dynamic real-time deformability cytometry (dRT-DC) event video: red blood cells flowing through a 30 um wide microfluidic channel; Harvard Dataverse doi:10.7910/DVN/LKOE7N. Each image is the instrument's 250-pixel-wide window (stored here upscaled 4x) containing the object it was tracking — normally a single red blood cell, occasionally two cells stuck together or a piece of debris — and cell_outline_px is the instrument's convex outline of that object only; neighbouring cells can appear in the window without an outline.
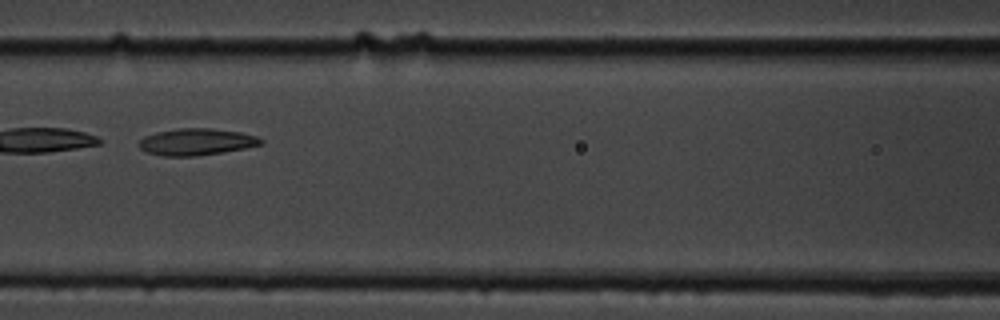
{"species": "common noctule bat (a hibernating species)", "species_latin": "Nyctalus noctula", "temperature_condition": "cold", "stored_images_in_passage": 34, "camera_frame_rate_fps": 3000, "um_per_image_px": 0.085, "animal": {"sex": "male", "body_mass_g": 19.5, "forearm_length_mm": 54.6}, "frame": {"image": 1, "passage_image": 9, "time_ms": 2.667, "image_size_px": [1000, 320], "cell_outline_px": [[264, 144], [244, 148], [196, 156], [164, 156], [148, 152], [140, 148], [140, 140], [144, 136], [156, 132], [180, 128], [208, 128], [240, 132], [256, 136], [264, 140]], "centroid_in_image_um": [16.71, 12.05], "position_along_channel_um": 149.9, "area_um2": 18.79}}
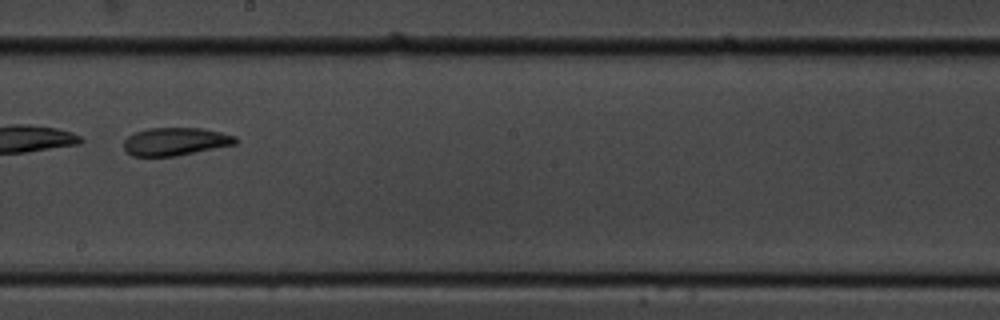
{"frame": {"image": 2, "passage_image": 16, "time_ms": 5.0, "image_size_px": [1000, 320], "cell_outline_px": [[236, 144], [176, 156], [132, 156], [124, 148], [124, 140], [128, 136], [136, 132], [148, 128], [200, 128], [220, 132], [236, 136]], "centroid_in_image_um": [14.9, 12.03], "position_along_channel_um": 233.3, "area_um2": 18.03}}
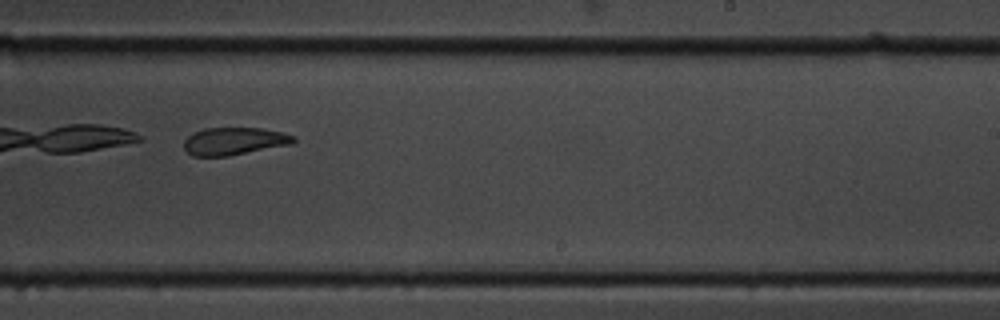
{"frame": {"image": 3, "passage_image": 19, "time_ms": 6.0, "image_size_px": [1000, 320], "cell_outline_px": [[296, 140], [292, 144], [228, 156], [192, 156], [184, 148], [184, 140], [192, 132], [204, 128], [264, 128], [296, 136]], "centroid_in_image_um": [19.9, 11.99], "position_along_channel_um": 269.1, "area_um2": 17.69}}